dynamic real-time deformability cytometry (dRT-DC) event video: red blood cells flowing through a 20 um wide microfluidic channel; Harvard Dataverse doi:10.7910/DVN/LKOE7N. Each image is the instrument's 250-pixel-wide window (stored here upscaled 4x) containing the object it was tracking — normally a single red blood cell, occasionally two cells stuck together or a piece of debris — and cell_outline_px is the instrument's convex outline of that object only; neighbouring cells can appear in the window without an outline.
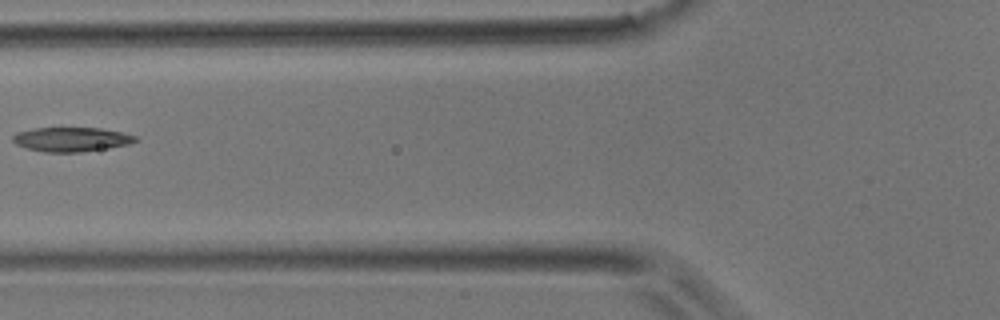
{"species": "common noctule bat (a hibernating species)", "species_latin": "Nyctalus noctula", "temperature_condition": "room temperature", "stored_images_in_passage": 4, "camera_frame_rate_fps": 3000, "um_per_image_px": 0.085, "animal": {"sex": "male", "body_mass_g": 17.9}, "frame": {"image": 1, "passage_image": 4, "time_ms": 1.0, "image_size_px": [1000, 320], "cell_outline_px": [[140, 140], [128, 144], [108, 148], [80, 152], [44, 152], [28, 148], [16, 144], [12, 140], [12, 136], [16, 132], [32, 128], [100, 128], [120, 132], [136, 136]], "centroid_in_image_um": [6.05, 11.84], "position_along_channel_um": 119.7, "area_um2": 17.34}}